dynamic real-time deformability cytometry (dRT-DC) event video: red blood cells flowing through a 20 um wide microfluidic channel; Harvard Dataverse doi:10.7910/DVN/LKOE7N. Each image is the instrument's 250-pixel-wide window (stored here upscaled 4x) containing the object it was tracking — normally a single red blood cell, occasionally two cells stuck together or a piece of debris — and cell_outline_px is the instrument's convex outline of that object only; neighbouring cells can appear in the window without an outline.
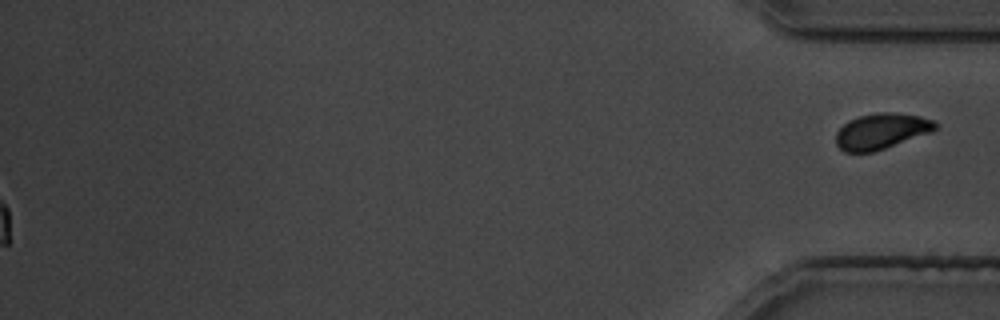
{"species": "common noctule bat (a hibernating species)", "species_latin": "Nyctalus noctula", "temperature_condition": "cold", "stored_images_in_passage": 35, "segment_of_instrument_passage": [2, 2], "camera_frame_rate_fps": 3000, "um_per_image_px": 0.085, "animal": {"sex": "male", "body_mass_g": 19.5, "forearm_length_mm": 54.6}, "frame": {"image": 1, "passage_image": 35, "time_ms": 41.0, "image_size_px": [1000, 320], "cell_outline_px": [[940, 124], [932, 132], [872, 152], [844, 152], [836, 144], [836, 132], [848, 120], [860, 116], [880, 112], [896, 112], [920, 116], [936, 120]], "centroid_in_image_um": [74.95, 11.13], "position_along_channel_um": 360.3, "area_um2": 20.75}}